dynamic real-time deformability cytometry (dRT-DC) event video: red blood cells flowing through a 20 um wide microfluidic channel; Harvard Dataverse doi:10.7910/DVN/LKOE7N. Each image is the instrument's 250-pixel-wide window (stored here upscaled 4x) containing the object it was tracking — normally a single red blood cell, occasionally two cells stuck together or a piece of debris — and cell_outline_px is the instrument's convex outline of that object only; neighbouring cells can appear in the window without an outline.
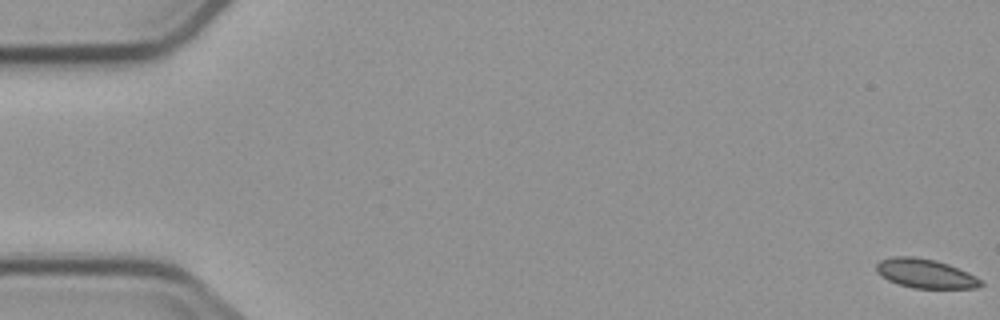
{"species": "common noctule bat (a hibernating species)", "species_latin": "Nyctalus noctula", "temperature_condition": "cold", "stored_images_in_passage": 7, "camera_frame_rate_fps": 3000, "um_per_image_px": 0.085, "animal": {"sex": "male", "body_mass_g": 23.1, "forearm_length_mm": 52.7}, "frame": {"image": 1, "passage_image": 1, "time_ms": 0.0, "image_size_px": [1000, 320], "cell_outline_px": [[984, 284], [976, 288], [912, 288], [888, 280], [880, 276], [876, 272], [876, 264], [880, 260], [896, 256], [912, 256], [936, 260], [948, 264], [968, 272], [976, 276]], "centroid_in_image_um": [78.64, 23.25], "position_along_channel_um": 6.4, "area_um2": 17.74}}
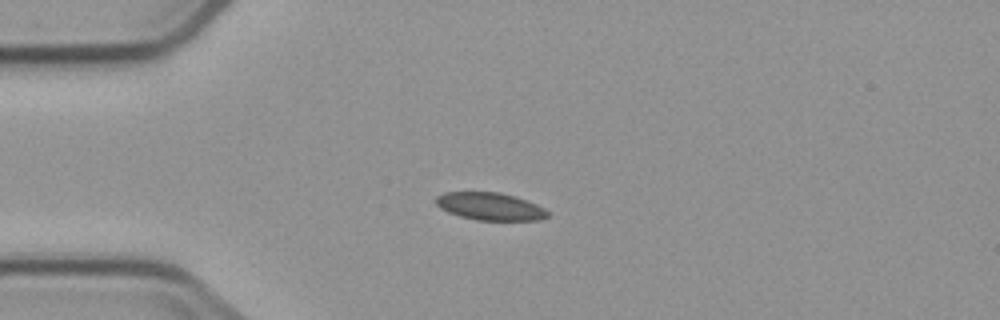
{"frame": {"image": 2, "passage_image": 5, "time_ms": 4.667, "image_size_px": [1000, 320], "cell_outline_px": [[548, 216], [540, 220], [476, 220], [460, 216], [448, 212], [440, 208], [436, 204], [436, 196], [444, 192], [496, 192], [512, 196], [536, 204], [544, 208], [548, 212]], "centroid_in_image_um": [41.62, 17.55], "position_along_channel_um": 43.4, "area_um2": 17.74}}
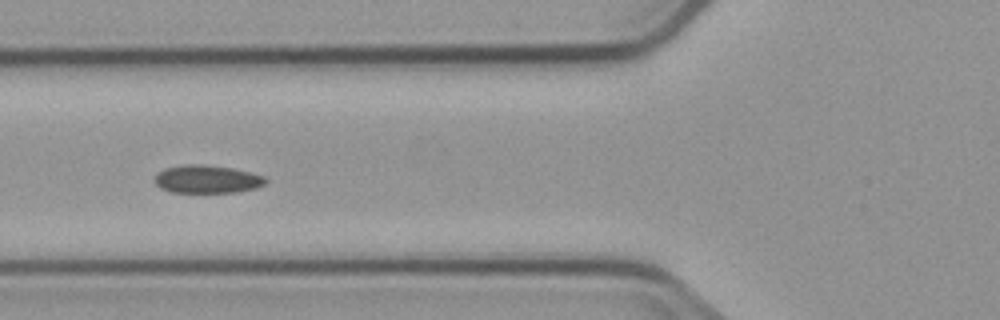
{"frame": {"image": 3, "passage_image": 7, "time_ms": 7.0, "image_size_px": [1000, 320], "cell_outline_px": [[268, 180], [264, 184], [256, 188], [236, 192], [172, 192], [160, 188], [152, 180], [156, 172], [164, 168], [180, 164], [200, 164], [232, 168], [264, 176]], "centroid_in_image_um": [17.53, 15.22], "position_along_channel_um": 108.3, "area_um2": 18.26}}